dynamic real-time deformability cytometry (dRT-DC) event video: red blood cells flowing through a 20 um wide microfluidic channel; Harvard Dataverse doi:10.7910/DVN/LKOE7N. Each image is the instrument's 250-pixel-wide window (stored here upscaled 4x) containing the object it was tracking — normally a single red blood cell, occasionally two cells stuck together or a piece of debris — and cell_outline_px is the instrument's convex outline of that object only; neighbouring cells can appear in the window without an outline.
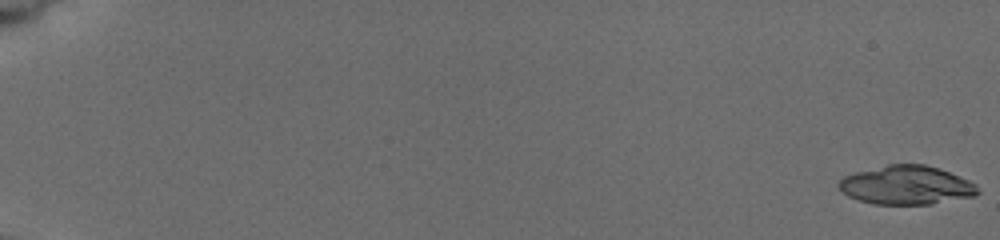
{"species": "common noctule bat (a hibernating species)", "species_latin": "Nyctalus noctula", "temperature_condition": "cold", "stored_images_in_passage": 12, "segment_of_instrument_passage": [1, 2], "camera_frame_rate_fps": 3000, "um_per_image_px": 0.085, "animal": {"sex": "female", "body_mass_g": 19.5, "forearm_length_mm": 54.1}, "frame": {"image": 1, "passage_image": 1, "time_ms": 0.0, "image_size_px": [1000, 240], "cell_outline_px": [[980, 192], [972, 196], [932, 204], [872, 204], [848, 196], [836, 184], [844, 176], [856, 172], [888, 164], [924, 164], [940, 168], [968, 180], [976, 184]], "centroid_in_image_um": [77.05, 15.73], "position_along_channel_um": 8.0, "area_um2": 31.27}}
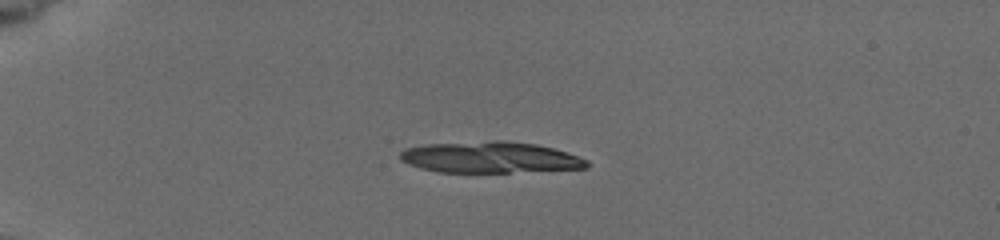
{"frame": {"image": 2, "passage_image": 7, "time_ms": 5.0, "image_size_px": [1000, 240], "cell_outline_px": [[592, 164], [588, 168], [508, 172], [440, 172], [420, 168], [408, 164], [400, 160], [400, 152], [404, 148], [424, 144], [492, 140], [504, 140], [536, 144], [552, 148], [588, 160]], "centroid_in_image_um": [41.63, 13.37], "position_along_channel_um": 43.4, "area_um2": 34.1}}